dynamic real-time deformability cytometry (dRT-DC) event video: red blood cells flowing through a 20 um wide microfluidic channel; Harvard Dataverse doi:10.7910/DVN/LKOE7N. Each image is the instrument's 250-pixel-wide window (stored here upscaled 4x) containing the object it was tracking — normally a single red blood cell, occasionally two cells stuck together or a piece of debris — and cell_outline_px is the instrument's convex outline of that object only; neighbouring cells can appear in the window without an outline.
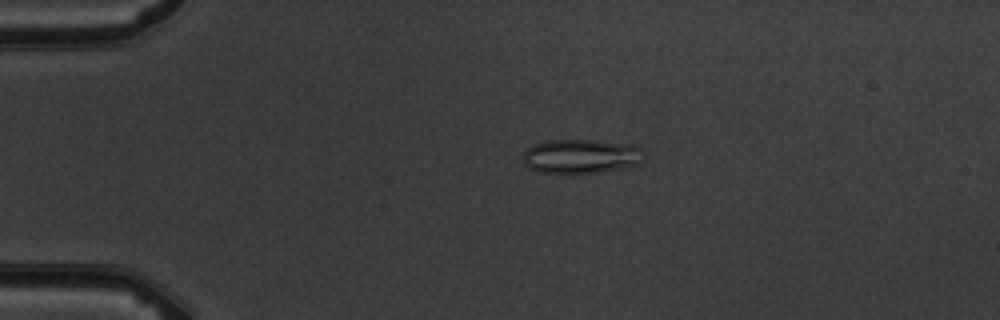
{"species": "common noctule bat (a hibernating species)", "species_latin": "Nyctalus noctula", "temperature_condition": "warm", "stored_images_in_passage": 5, "camera_frame_rate_fps": 3000, "um_per_image_px": 0.085, "animal": {"sex": "male", "body_mass_g": 19.5, "forearm_length_mm": 54.6}, "frame": {"image": 1, "passage_image": 3, "time_ms": 3.333, "image_size_px": [1000, 320], "cell_outline_px": [[644, 152], [640, 164], [628, 168], [596, 172], [540, 172], [528, 168], [524, 164], [524, 152], [532, 144], [548, 140], [596, 140], [632, 144], [644, 148]], "centroid_in_image_um": [49.44, 13.26], "position_along_channel_um": 35.6, "area_um2": 24.28}}